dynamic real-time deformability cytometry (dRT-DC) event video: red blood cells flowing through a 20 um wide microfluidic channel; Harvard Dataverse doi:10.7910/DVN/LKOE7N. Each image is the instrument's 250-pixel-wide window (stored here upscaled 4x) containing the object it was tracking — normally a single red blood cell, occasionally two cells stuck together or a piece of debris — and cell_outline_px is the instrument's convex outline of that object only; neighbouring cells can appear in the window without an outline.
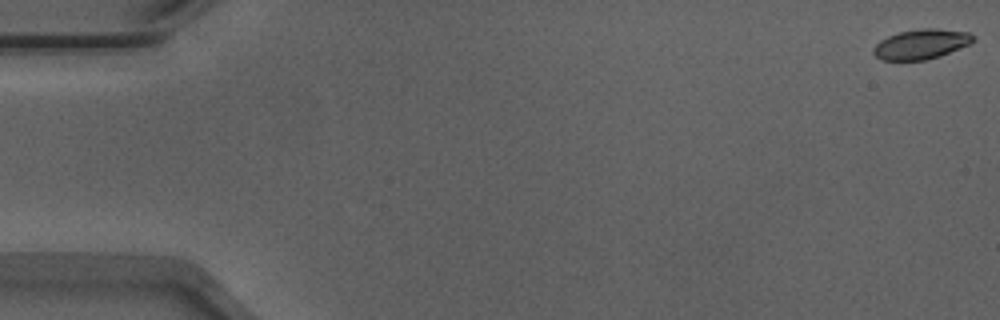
{"species": "Egyptian fruit bat (a non-hibernating species)", "species_latin": "Rousettus aegyptiacus", "temperature_condition": "warm", "stored_images_in_passage": 53, "camera_frame_rate_fps": 3000, "um_per_image_px": 0.085, "animal": {"sex": "male"}, "frame": {"image": 1, "passage_image": 1, "time_ms": 0.0, "image_size_px": [1000, 320], "cell_outline_px": [[976, 36], [968, 44], [940, 56], [924, 60], [880, 60], [872, 52], [872, 48], [880, 40], [888, 36], [900, 32], [920, 28], [936, 28], [968, 32]], "centroid_in_image_um": [78.26, 3.75], "position_along_channel_um": 6.7, "area_um2": 17.28}}
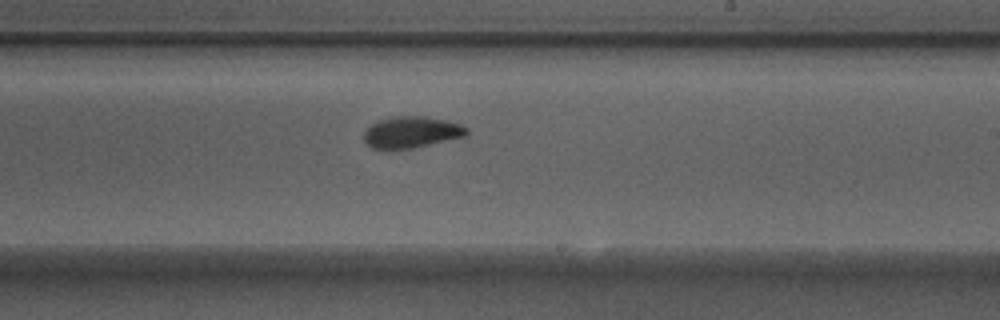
{"frame": {"image": 2, "passage_image": 32, "time_ms": 10.333, "image_size_px": [1000, 320], "cell_outline_px": [[468, 132], [464, 136], [412, 148], [372, 148], [364, 140], [364, 132], [376, 120], [396, 116], [424, 116], [448, 120], [460, 124], [468, 128]], "centroid_in_image_um": [34.98, 11.21], "position_along_channel_um": 254.0, "area_um2": 18.55}}
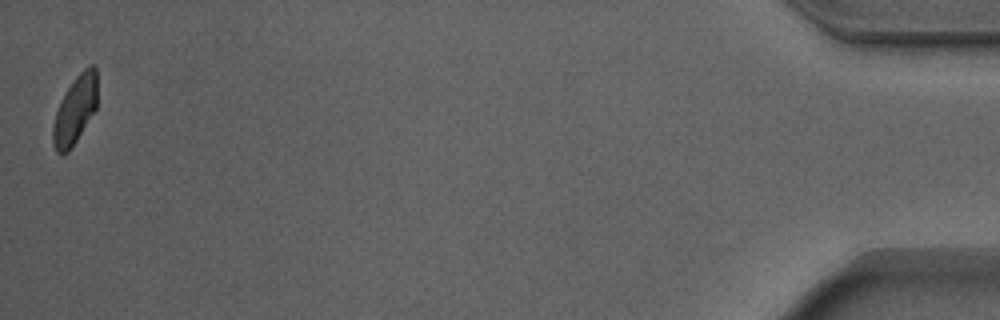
{"frame": {"image": 3, "passage_image": 53, "time_ms": 17.333, "image_size_px": [1000, 320], "cell_outline_px": [[96, 108], [76, 140], [68, 152], [60, 156], [56, 152], [52, 144], [52, 128], [56, 112], [60, 100], [76, 76], [84, 68], [92, 64], [96, 68]], "centroid_in_image_um": [6.35, 9.37], "position_along_channel_um": 428.9, "area_um2": 17.4}, "authors_computed_cell_mechanics": {"area_um2": 18.5538, "velocity_mm_per_s": 3.8967, "shape_relaxation_time_tau1_ms": 3.3862, "shape_relaxation_time_tau2_ms": 1.3843, "deformation_change_tau1": 0.1484, "deformation_change_tau2": 0.0598}}